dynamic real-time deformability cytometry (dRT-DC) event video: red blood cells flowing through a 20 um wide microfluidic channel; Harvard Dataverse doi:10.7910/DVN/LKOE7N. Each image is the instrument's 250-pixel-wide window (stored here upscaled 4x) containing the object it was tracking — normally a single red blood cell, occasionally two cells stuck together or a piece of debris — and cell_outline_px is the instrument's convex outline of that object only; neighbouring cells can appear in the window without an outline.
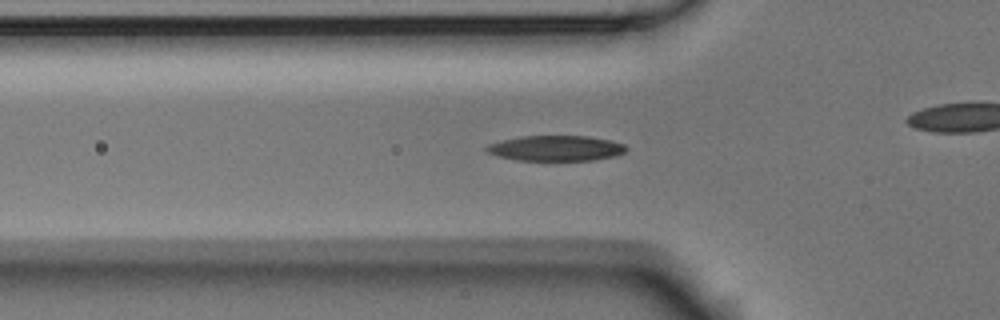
{"species": "Egyptian fruit bat (a non-hibernating species)", "species_latin": "Rousettus aegyptiacus", "temperature_condition": "room temperature", "stored_images_in_passage": 41, "camera_frame_rate_fps": 3000, "um_per_image_px": 0.085, "animal": {"sex": "male"}, "frame": {"image": 1, "passage_image": 4, "time_ms": 1.0, "image_size_px": [1000, 320], "cell_outline_px": [[628, 148], [624, 152], [616, 156], [592, 160], [516, 160], [496, 156], [488, 152], [484, 148], [488, 144], [520, 136], [588, 136], [612, 140], [624, 144]], "centroid_in_image_um": [47.26, 12.6], "position_along_channel_um": 78.5, "area_um2": 20.69}}
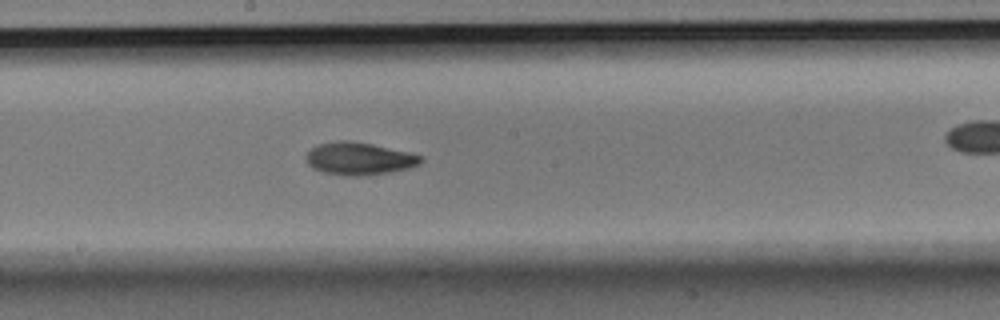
{"frame": {"image": 2, "passage_image": 15, "time_ms": 4.667, "image_size_px": [1000, 320], "cell_outline_px": [[424, 160], [420, 164], [408, 168], [388, 172], [360, 176], [352, 176], [324, 172], [312, 168], [308, 164], [304, 156], [312, 148], [320, 144], [340, 140], [352, 140], [372, 144], [408, 152], [424, 156]], "centroid_in_image_um": [30.54, 13.47], "position_along_channel_um": 217.7, "area_um2": 21.68}}
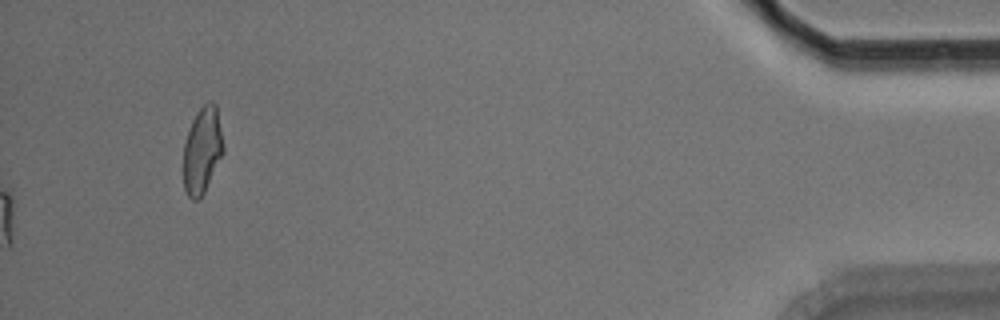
{"frame": {"image": 3, "passage_image": 41, "time_ms": 13.333, "image_size_px": [1000, 320], "cell_outline_px": [[224, 152], [200, 200], [192, 200], [188, 196], [184, 188], [184, 144], [188, 128], [196, 112], [208, 100], [212, 100], [216, 104], [224, 144]], "centroid_in_image_um": [17.2, 12.75], "position_along_channel_um": 418.0, "area_um2": 20.29}, "authors_computed_cell_mechanics": {"area_um2": 20.6924, "velocity_mm_per_s": 3.7584, "shape_relaxation_time_tau1_ms": 3.3532, "shape_relaxation_time_tau2_ms": 7.4546, "deformation_change_tau1": 0.16, "deformation_change_tau2": 0.1449}}